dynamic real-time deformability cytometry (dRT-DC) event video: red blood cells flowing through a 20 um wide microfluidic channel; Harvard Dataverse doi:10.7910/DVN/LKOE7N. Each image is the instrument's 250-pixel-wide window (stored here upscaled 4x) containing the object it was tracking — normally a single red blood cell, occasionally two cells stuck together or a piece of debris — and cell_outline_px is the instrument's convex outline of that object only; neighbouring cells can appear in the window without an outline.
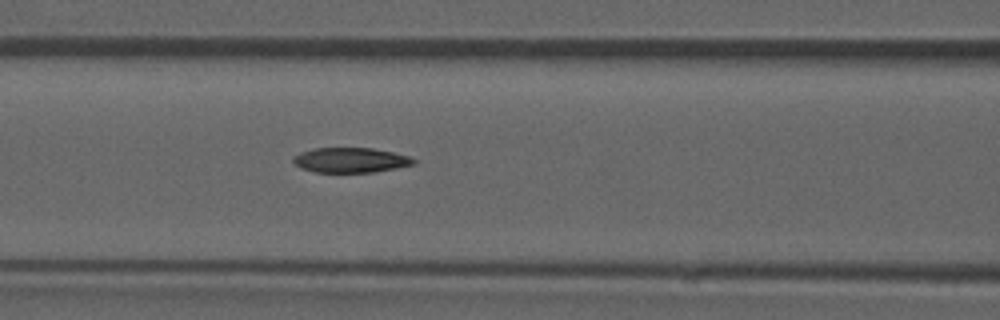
{"species": "common noctule bat (a hibernating species)", "species_latin": "Nyctalus noctula", "temperature_condition": "room temperature", "stored_images_in_passage": 37, "camera_frame_rate_fps": 3000, "um_per_image_px": 0.085, "animal": {"sex": "male", "forearm_length_mm": 52.5}, "frame": {"image": 1, "passage_image": 16, "time_ms": 5.0, "image_size_px": [1000, 320], "cell_outline_px": [[416, 164], [396, 168], [372, 172], [316, 172], [300, 168], [292, 160], [292, 156], [300, 152], [312, 148], [372, 148], [392, 152], [408, 156], [416, 160]], "centroid_in_image_um": [29.77, 13.6], "position_along_channel_um": 136.8, "area_um2": 17.51}}